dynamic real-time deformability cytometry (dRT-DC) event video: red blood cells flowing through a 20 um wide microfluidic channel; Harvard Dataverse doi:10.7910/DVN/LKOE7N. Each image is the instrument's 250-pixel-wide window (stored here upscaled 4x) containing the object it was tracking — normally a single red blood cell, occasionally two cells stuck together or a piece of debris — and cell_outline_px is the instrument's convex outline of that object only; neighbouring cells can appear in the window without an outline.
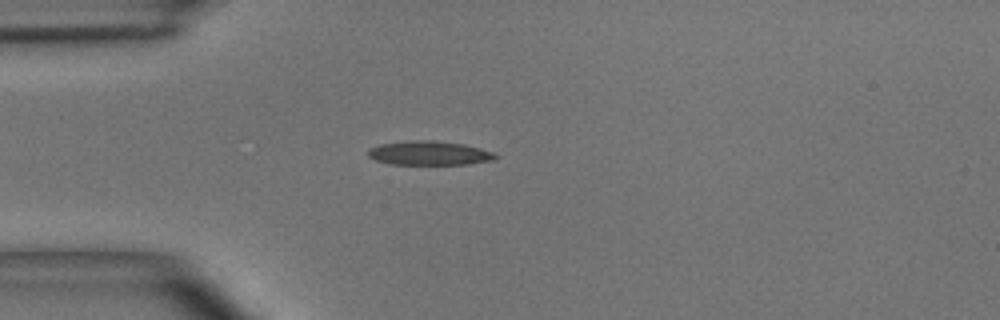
{"species": "common noctule bat (a hibernating species)", "species_latin": "Nyctalus noctula", "temperature_condition": "room temperature", "stored_images_in_passage": 3, "camera_frame_rate_fps": 3000, "um_per_image_px": 0.085, "animal": {"sex": "male", "body_mass_g": 15.6}, "frame": {"image": 1, "passage_image": 3, "time_ms": 0.667, "image_size_px": [1000, 320], "cell_outline_px": [[500, 156], [492, 160], [468, 164], [388, 164], [376, 160], [368, 156], [368, 148], [380, 144], [412, 140], [432, 140], [464, 144], [480, 148], [492, 152]], "centroid_in_image_um": [36.47, 13.01], "position_along_channel_um": 48.5, "area_um2": 17.86}}